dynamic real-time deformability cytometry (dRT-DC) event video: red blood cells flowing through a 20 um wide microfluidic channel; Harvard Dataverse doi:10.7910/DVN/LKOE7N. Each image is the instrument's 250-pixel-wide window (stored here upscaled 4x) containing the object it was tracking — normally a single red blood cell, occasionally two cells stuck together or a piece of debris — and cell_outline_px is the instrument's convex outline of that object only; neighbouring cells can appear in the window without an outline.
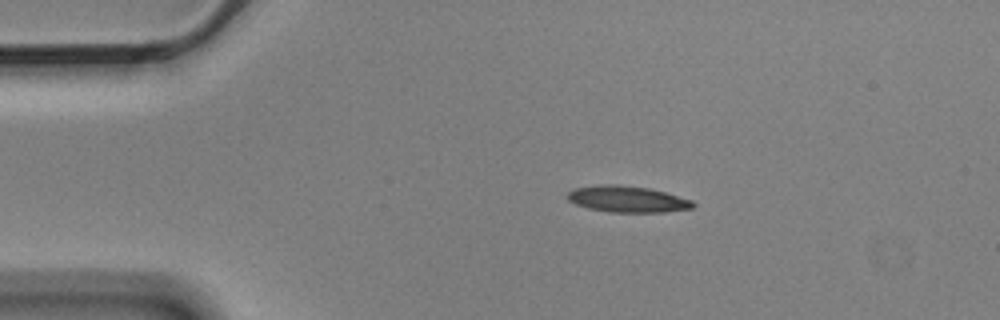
{"species": "Egyptian fruit bat (a non-hibernating species)", "species_latin": "Rousettus aegyptiacus", "temperature_condition": "cold", "stored_images_in_passage": 3, "camera_frame_rate_fps": 3000, "um_per_image_px": 0.085, "animal": {"sex": "male"}, "frame": {"image": 1, "passage_image": 1, "time_ms": 0.0, "image_size_px": [1000, 320], "cell_outline_px": [[696, 204], [692, 208], [664, 212], [612, 212], [588, 208], [576, 204], [568, 200], [564, 196], [568, 192], [576, 188], [600, 184], [616, 184], [648, 188], [664, 192], [692, 200]], "centroid_in_image_um": [53.3, 16.92], "position_along_channel_um": 31.7, "area_um2": 19.19}}
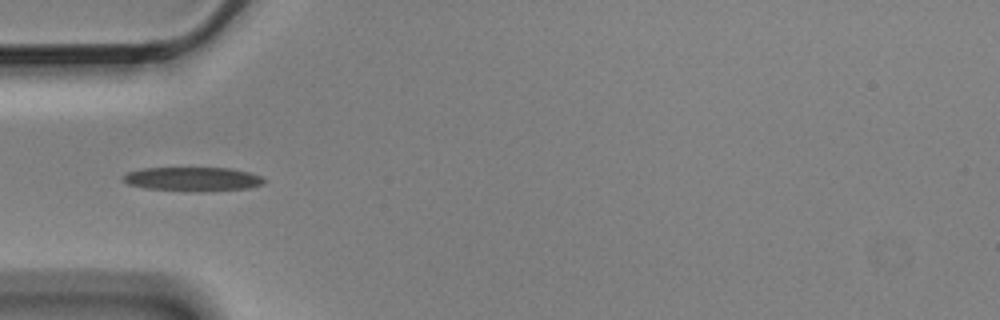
{"frame": {"image": 2, "passage_image": 3, "time_ms": 0.667, "image_size_px": [1000, 320], "cell_outline_px": [[264, 184], [248, 188], [200, 192], [144, 188], [128, 184], [120, 180], [120, 176], [128, 172], [140, 168], [232, 168], [248, 172], [260, 176], [264, 180]], "centroid_in_image_um": [16.32, 15.22], "position_along_channel_um": 68.7, "area_um2": 19.94}}